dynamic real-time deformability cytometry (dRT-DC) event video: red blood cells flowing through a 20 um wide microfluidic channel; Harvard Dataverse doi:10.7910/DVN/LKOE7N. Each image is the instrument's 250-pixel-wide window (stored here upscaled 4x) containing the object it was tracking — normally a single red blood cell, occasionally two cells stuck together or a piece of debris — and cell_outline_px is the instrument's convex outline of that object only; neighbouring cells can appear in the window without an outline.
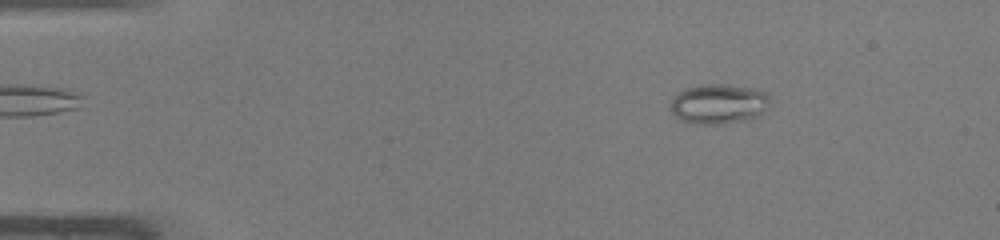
{"species": "common noctule bat (a hibernating species)", "species_latin": "Nyctalus noctula", "temperature_condition": "warm", "stored_images_in_passage": 47, "camera_frame_rate_fps": 3000, "um_per_image_px": 0.085, "animal": {"sex": "male", "body_mass_g": 19.0, "forearm_length_mm": 50.8}, "frame": {"image": 1, "passage_image": 7, "time_ms": 2.0, "image_size_px": [1000, 240], "cell_outline_px": [[772, 104], [760, 116], [744, 120], [720, 124], [692, 124], [680, 120], [672, 112], [672, 100], [676, 92], [700, 84], [724, 84], [752, 88], [768, 92]], "centroid_in_image_um": [61.14, 8.83], "position_along_channel_um": 23.9, "area_um2": 23.47}}
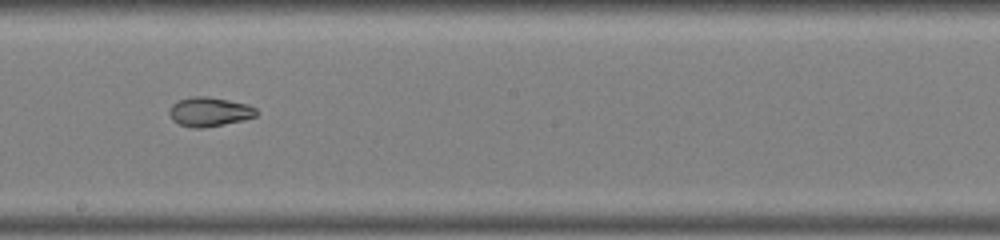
{"frame": {"image": 2, "passage_image": 27, "time_ms": 8.667, "image_size_px": [1000, 240], "cell_outline_px": [[260, 112], [256, 116], [244, 120], [204, 128], [196, 128], [180, 124], [172, 120], [168, 112], [172, 104], [180, 100], [192, 96], [208, 96], [248, 104], [256, 108]], "centroid_in_image_um": [17.83, 9.5], "position_along_channel_um": 230.4, "area_um2": 14.91}}
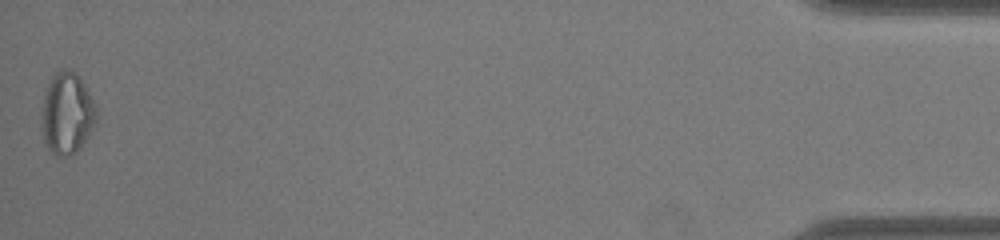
{"frame": {"image": 3, "passage_image": 47, "time_ms": 15.333, "image_size_px": [1000, 240], "cell_outline_px": [[96, 124], [80, 148], [76, 152], [68, 156], [56, 156], [48, 148], [44, 140], [40, 124], [40, 116], [44, 92], [52, 76], [60, 68], [68, 68], [84, 84], [96, 104]], "centroid_in_image_um": [5.67, 9.65], "position_along_channel_um": 429.5, "area_um2": 26.36}, "authors_computed_cell_mechanics": {"area_um2": 19.7676, "velocity_mm_per_s": 4.3193, "shape_relaxation_time_tau1_ms": null, "shape_relaxation_time_tau2_ms": 1.5802, "deformation_change_tau1": null, "deformation_change_tau2": 0.0588}}